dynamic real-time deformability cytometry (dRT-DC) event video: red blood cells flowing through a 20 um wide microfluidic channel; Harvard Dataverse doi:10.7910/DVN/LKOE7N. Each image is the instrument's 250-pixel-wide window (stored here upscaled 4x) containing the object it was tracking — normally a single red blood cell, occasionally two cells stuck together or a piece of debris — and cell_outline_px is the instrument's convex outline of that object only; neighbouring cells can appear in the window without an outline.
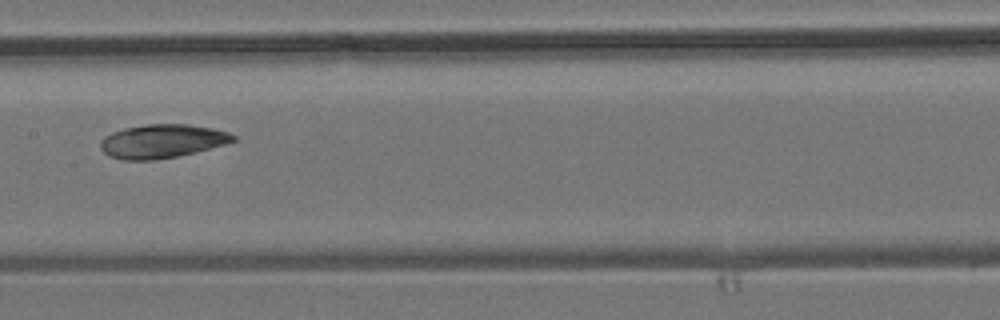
{"species": "common noctule bat (a hibernating species)", "species_latin": "Nyctalus noctula", "temperature_condition": "room temperature", "stored_images_in_passage": 9, "camera_frame_rate_fps": 3000, "um_per_image_px": 0.085, "animal": {"sex": "male", "body_mass_g": 19.2, "forearm_length_mm": 51.8}, "frame": {"image": 1, "passage_image": 9, "time_ms": 9.333, "image_size_px": [1000, 320], "cell_outline_px": [[236, 140], [224, 144], [196, 152], [156, 160], [124, 160], [112, 156], [104, 152], [100, 148], [100, 140], [104, 136], [112, 132], [124, 128], [144, 124], [188, 124], [212, 128], [228, 132], [236, 136]], "centroid_in_image_um": [13.76, 11.99], "position_along_channel_um": 193.6, "area_um2": 26.01}}